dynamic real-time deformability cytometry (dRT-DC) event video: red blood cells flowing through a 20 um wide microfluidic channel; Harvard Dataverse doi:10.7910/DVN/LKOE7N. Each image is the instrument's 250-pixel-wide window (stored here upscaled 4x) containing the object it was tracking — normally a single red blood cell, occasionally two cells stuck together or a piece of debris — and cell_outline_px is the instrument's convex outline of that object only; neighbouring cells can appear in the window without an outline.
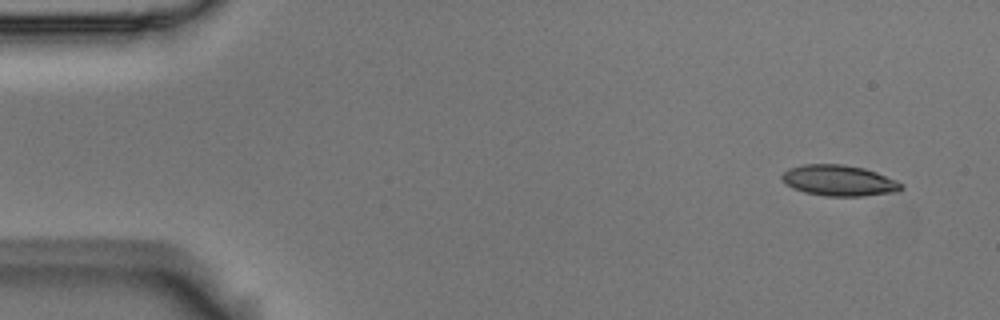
{"species": "Egyptian fruit bat (a non-hibernating species)", "species_latin": "Rousettus aegyptiacus", "temperature_condition": "room temperature", "stored_images_in_passage": 7, "segment_of_instrument_passage": [2, 2], "camera_frame_rate_fps": 3000, "um_per_image_px": 0.085, "animal": {"sex": "male"}, "frame": {"image": 1, "passage_image": 7, "time_ms": 2.0, "image_size_px": [1000, 320], "cell_outline_px": [[904, 188], [900, 192], [864, 196], [824, 196], [804, 192], [792, 188], [780, 176], [788, 168], [804, 164], [844, 164], [864, 168], [876, 172], [896, 180], [904, 184]], "centroid_in_image_um": [71.36, 15.35], "position_along_channel_um": 13.6, "area_um2": 21.68}}